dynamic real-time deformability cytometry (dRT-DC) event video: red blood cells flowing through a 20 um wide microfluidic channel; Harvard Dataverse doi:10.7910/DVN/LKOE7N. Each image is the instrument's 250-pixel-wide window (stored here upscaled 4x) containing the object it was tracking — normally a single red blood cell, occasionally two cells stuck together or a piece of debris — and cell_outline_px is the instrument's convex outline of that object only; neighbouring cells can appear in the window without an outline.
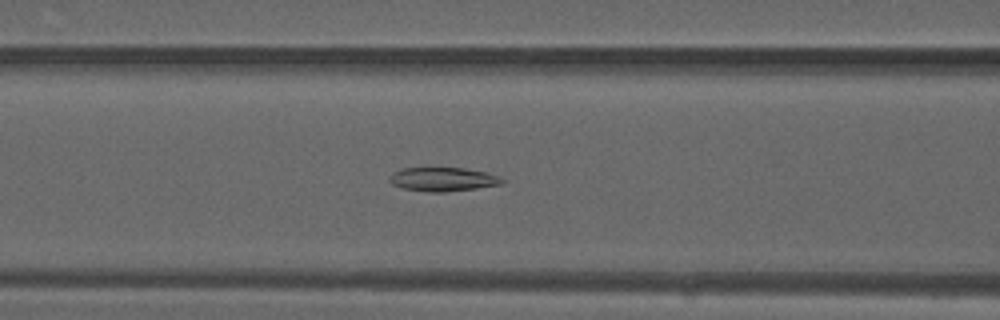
{"species": "common noctule bat (a hibernating species)", "species_latin": "Nyctalus noctula", "temperature_condition": "warm", "stored_images_in_passage": 48, "camera_frame_rate_fps": 3000, "um_per_image_px": 0.085, "animal": {"sex": "male", "forearm_length_mm": 52.5}, "frame": {"image": 1, "passage_image": 19, "time_ms": 6.0, "image_size_px": [1000, 320], "cell_outline_px": [[508, 180], [500, 184], [476, 188], [444, 192], [428, 192], [404, 188], [392, 184], [388, 180], [388, 176], [392, 172], [404, 168], [428, 164], [464, 168], [484, 172], [500, 176]], "centroid_in_image_um": [37.59, 15.18], "position_along_channel_um": 129.0, "area_um2": 16.53}}
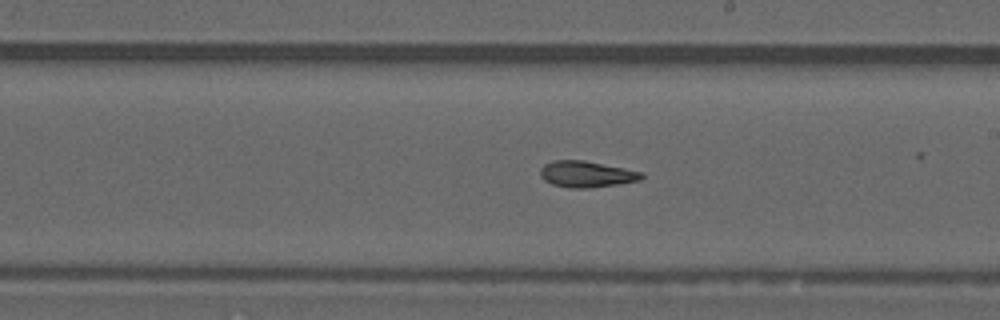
{"frame": {"image": 2, "passage_image": 27, "time_ms": 8.667, "image_size_px": [1000, 320], "cell_outline_px": [[644, 176], [640, 180], [616, 184], [588, 188], [572, 188], [552, 184], [544, 180], [540, 176], [540, 168], [544, 164], [552, 160], [584, 160], [644, 172]], "centroid_in_image_um": [49.83, 14.79], "position_along_channel_um": 239.2, "area_um2": 15.49}}
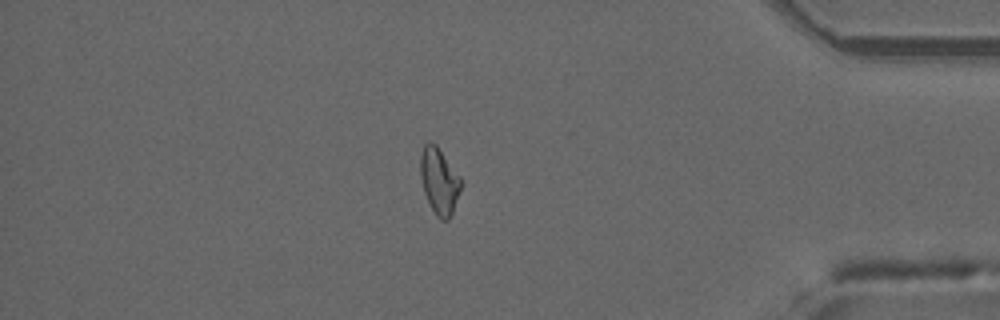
{"frame": {"image": 3, "passage_image": 41, "time_ms": 13.333, "image_size_px": [1000, 320], "cell_outline_px": [[464, 180], [452, 212], [448, 220], [440, 220], [436, 216], [424, 192], [420, 176], [420, 156], [424, 144], [428, 140], [436, 144]], "centroid_in_image_um": [37.35, 15.35], "position_along_channel_um": 397.9, "area_um2": 15.84}, "authors_computed_cell_mechanics": {"area_um2": 15.9239, "velocity_mm_per_s": 4.1404, "shape_relaxation_time_tau1_ms": null, "shape_relaxation_time_tau2_ms": 4.5814, "deformation_change_tau1": null, "deformation_change_tau2": 0.0869}}